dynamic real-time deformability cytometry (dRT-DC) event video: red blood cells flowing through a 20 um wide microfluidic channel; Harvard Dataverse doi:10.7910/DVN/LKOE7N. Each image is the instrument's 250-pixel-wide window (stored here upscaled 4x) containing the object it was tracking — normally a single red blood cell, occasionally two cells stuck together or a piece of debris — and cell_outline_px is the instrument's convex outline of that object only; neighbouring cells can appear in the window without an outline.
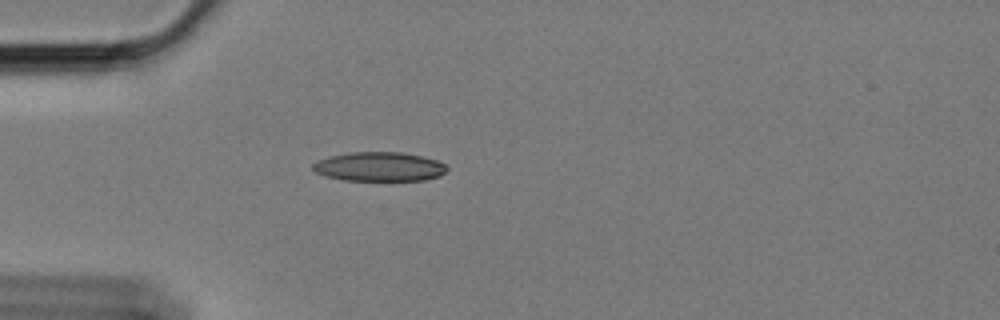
{"species": "Egyptian fruit bat (a non-hibernating species)", "species_latin": "Rousettus aegyptiacus", "temperature_condition": "cold", "stored_images_in_passage": 44, "camera_frame_rate_fps": 3000, "um_per_image_px": 0.085, "animal": {"sex": "female"}, "frame": {"image": 1, "passage_image": 2, "time_ms": 0.333, "image_size_px": [1000, 320], "cell_outline_px": [[448, 168], [440, 176], [424, 180], [344, 180], [324, 176], [316, 172], [312, 168], [312, 164], [320, 160], [332, 156], [352, 152], [400, 152], [420, 156], [436, 160], [444, 164]], "centroid_in_image_um": [32.24, 14.17], "position_along_channel_um": 52.8, "area_um2": 22.54}}
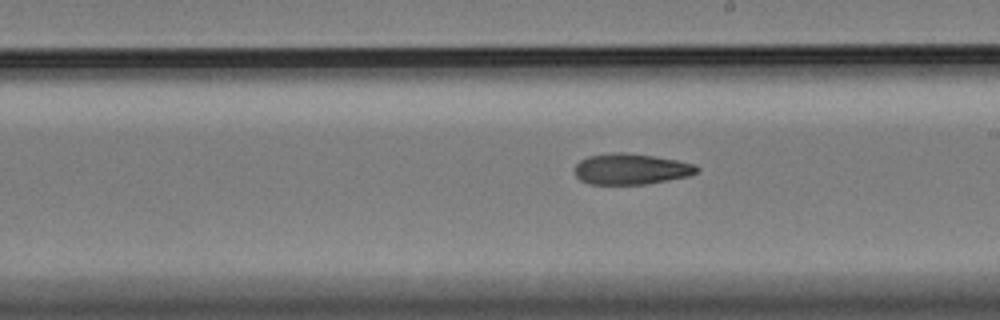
{"frame": {"image": 2, "passage_image": 19, "time_ms": 6.0, "image_size_px": [1000, 320], "cell_outline_px": [[700, 168], [696, 172], [688, 176], [668, 180], [644, 184], [592, 184], [580, 180], [576, 176], [576, 164], [580, 160], [588, 156], [612, 152], [624, 152], [652, 156], [676, 160], [696, 164]], "centroid_in_image_um": [53.63, 14.36], "position_along_channel_um": 235.4, "area_um2": 21.85}}
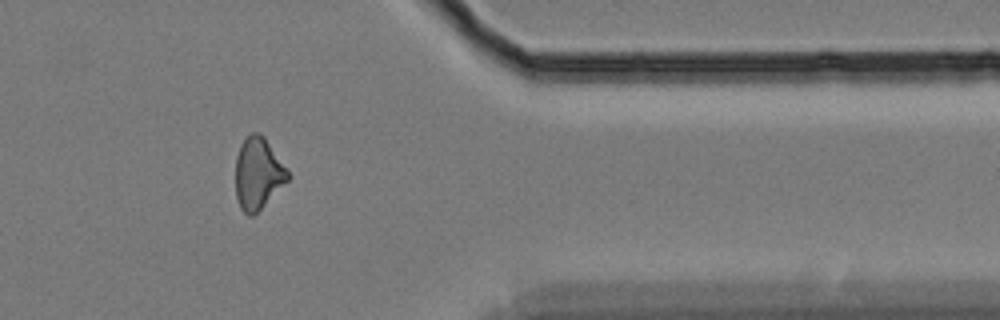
{"frame": {"image": 3, "passage_image": 34, "time_ms": 11.0, "image_size_px": [1000, 320], "cell_outline_px": [[288, 180], [252, 216], [248, 216], [240, 208], [236, 196], [236, 156], [240, 144], [252, 132], [260, 132], [264, 136], [288, 168]], "centroid_in_image_um": [21.92, 14.71], "position_along_channel_um": 389.5, "area_um2": 21.68}}